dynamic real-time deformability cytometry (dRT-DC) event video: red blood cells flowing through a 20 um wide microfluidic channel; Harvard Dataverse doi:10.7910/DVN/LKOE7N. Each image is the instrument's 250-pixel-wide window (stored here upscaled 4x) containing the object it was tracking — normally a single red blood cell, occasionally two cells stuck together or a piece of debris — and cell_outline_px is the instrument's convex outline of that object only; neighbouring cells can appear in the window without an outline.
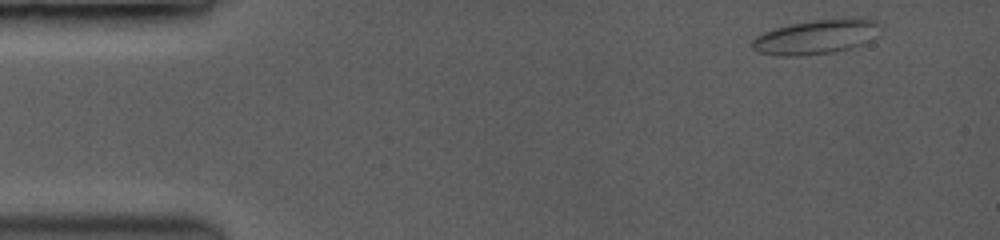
{"species": "common noctule bat (a hibernating species)", "species_latin": "Nyctalus noctula", "temperature_condition": "room temperature", "stored_images_in_passage": 6, "camera_frame_rate_fps": 3500, "um_per_image_px": 0.085, "animal": {"sex": "female", "body_mass_g": 19.0, "forearm_length_mm": 53.3}, "frame": {"image": 1, "passage_image": 1, "time_ms": 0.0, "image_size_px": [1000, 240], "cell_outline_px": [[872, 24], [856, 44], [844, 48], [828, 52], [788, 56], [784, 56], [760, 52], [752, 48], [752, 40], [756, 36], [776, 28], [796, 24], [820, 20], [868, 20]], "centroid_in_image_um": [68.95, 3.18], "position_along_channel_um": 16.0, "area_um2": 22.31}}